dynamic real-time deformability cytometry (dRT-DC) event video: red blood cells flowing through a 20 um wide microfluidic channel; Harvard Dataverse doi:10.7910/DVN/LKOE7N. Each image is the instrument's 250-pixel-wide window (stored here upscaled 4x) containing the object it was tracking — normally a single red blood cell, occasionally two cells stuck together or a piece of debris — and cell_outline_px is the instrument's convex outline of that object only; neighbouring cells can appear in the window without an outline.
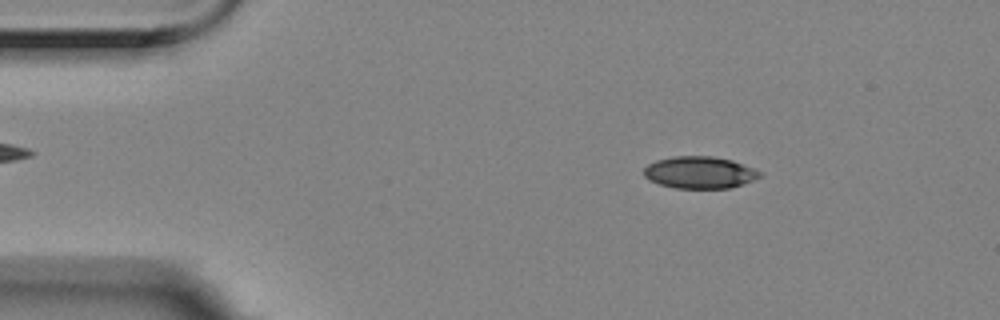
{"species": "Egyptian fruit bat (a non-hibernating species)", "species_latin": "Rousettus aegyptiacus", "temperature_condition": "room temperature", "stored_images_in_passage": 56, "camera_frame_rate_fps": 3000, "um_per_image_px": 0.085, "animal": {"sex": "female"}, "frame": {"image": 1, "passage_image": 8, "time_ms": 2.333, "image_size_px": [1000, 320], "cell_outline_px": [[760, 176], [752, 180], [728, 188], [676, 188], [660, 184], [644, 176], [644, 168], [648, 164], [656, 160], [676, 156], [712, 156], [732, 160], [752, 168], [760, 172]], "centroid_in_image_um": [59.44, 14.65], "position_along_channel_um": 25.6, "area_um2": 21.21}}
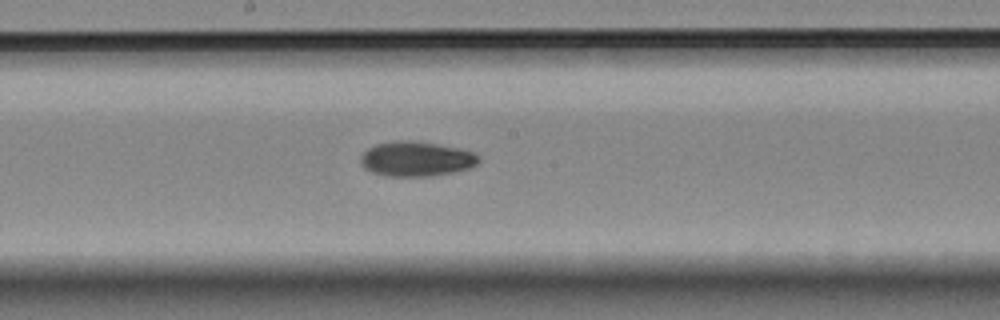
{"frame": {"image": 2, "passage_image": 29, "time_ms": 9.333, "image_size_px": [1000, 320], "cell_outline_px": [[480, 160], [476, 164], [468, 168], [452, 172], [428, 176], [388, 176], [372, 172], [364, 168], [360, 164], [360, 156], [368, 148], [376, 144], [396, 140], [412, 140], [436, 144], [456, 148], [472, 152], [480, 156]], "centroid_in_image_um": [35.34, 13.5], "position_along_channel_um": 212.9, "area_um2": 23.81}}
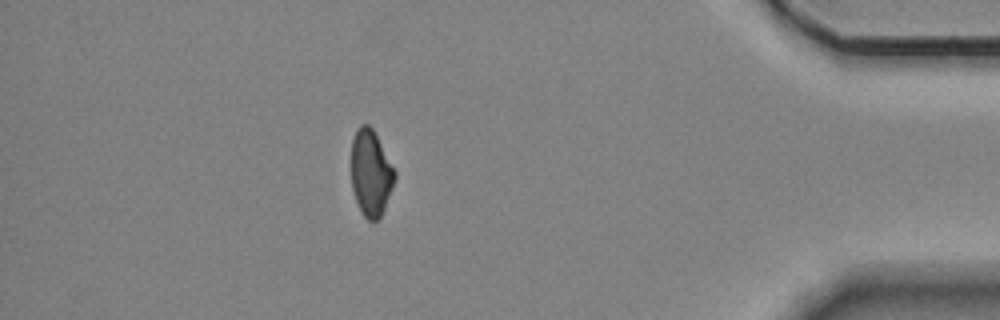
{"frame": {"image": 3, "passage_image": 49, "time_ms": 16.0, "image_size_px": [1000, 320], "cell_outline_px": [[396, 176], [384, 208], [380, 216], [376, 220], [368, 220], [364, 216], [356, 200], [352, 188], [352, 140], [356, 128], [360, 124], [368, 124], [372, 128], [396, 172]], "centroid_in_image_um": [31.51, 14.67], "position_along_channel_um": 403.7, "area_um2": 21.39}, "authors_computed_cell_mechanics": {"area_um2": 22.7443, "velocity_mm_per_s": 3.5302, "shape_relaxation_time_tau1_ms": 5.8536, "shape_relaxation_time_tau2_ms": 9.9626, "deformation_change_tau1": 0.153, "deformation_change_tau2": 0.1547}}